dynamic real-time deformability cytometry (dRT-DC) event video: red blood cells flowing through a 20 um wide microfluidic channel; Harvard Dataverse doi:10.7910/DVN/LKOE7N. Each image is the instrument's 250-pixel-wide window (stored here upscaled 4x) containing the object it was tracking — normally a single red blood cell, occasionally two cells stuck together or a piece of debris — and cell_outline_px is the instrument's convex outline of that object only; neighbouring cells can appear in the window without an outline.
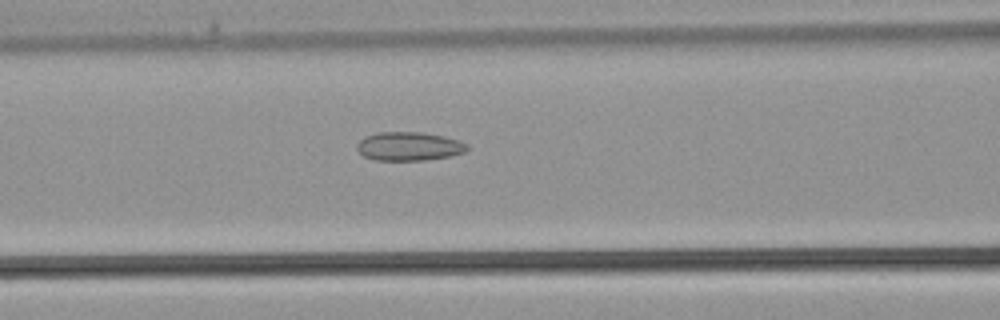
{"species": "common noctule bat (a hibernating species)", "species_latin": "Nyctalus noctula", "temperature_condition": "warm", "stored_images_in_passage": 32, "camera_frame_rate_fps": 3000, "um_per_image_px": 0.085, "animal": {"sex": "male", "body_mass_g": 21.5, "forearm_length_mm": 52.0}, "frame": {"image": 1, "passage_image": 10, "time_ms": 3.0, "image_size_px": [1000, 320], "cell_outline_px": [[468, 148], [464, 152], [448, 156], [424, 160], [372, 160], [364, 156], [356, 148], [356, 144], [364, 136], [376, 132], [424, 132], [444, 136], [460, 140], [468, 144]], "centroid_in_image_um": [34.74, 12.42], "position_along_channel_um": 131.9, "area_um2": 18.55}}
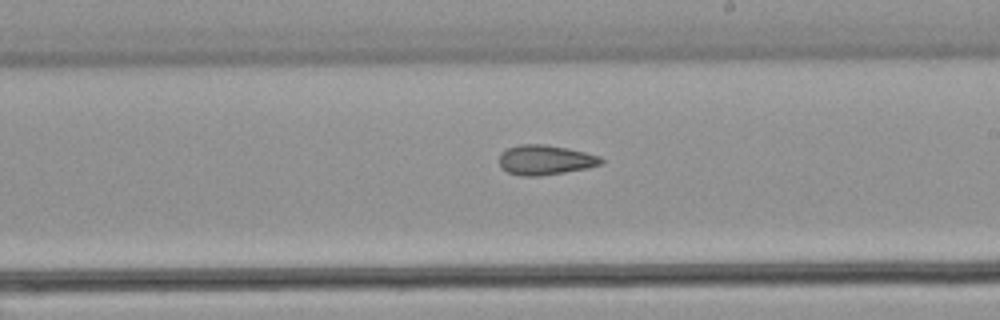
{"frame": {"image": 2, "passage_image": 16, "time_ms": 5.0, "image_size_px": [1000, 320], "cell_outline_px": [[604, 160], [600, 164], [588, 168], [540, 176], [520, 176], [508, 172], [500, 164], [500, 152], [508, 148], [520, 144], [544, 144], [568, 148], [600, 156]], "centroid_in_image_um": [46.35, 13.59], "position_along_channel_um": 242.7, "area_um2": 17.63}}
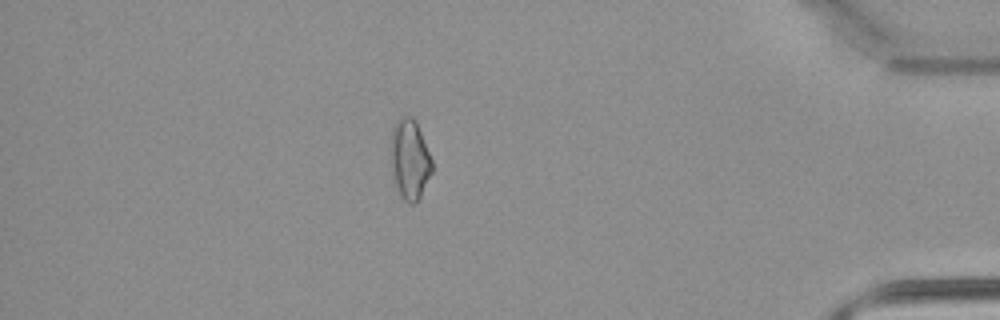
{"frame": {"image": 3, "passage_image": 27, "time_ms": 8.667, "image_size_px": [1000, 320], "cell_outline_px": [[432, 172], [416, 204], [408, 204], [404, 200], [396, 184], [392, 172], [392, 128], [396, 120], [404, 116], [412, 116], [420, 132], [432, 160]], "centroid_in_image_um": [34.84, 13.56], "position_along_channel_um": 400.4, "area_um2": 18.67}}